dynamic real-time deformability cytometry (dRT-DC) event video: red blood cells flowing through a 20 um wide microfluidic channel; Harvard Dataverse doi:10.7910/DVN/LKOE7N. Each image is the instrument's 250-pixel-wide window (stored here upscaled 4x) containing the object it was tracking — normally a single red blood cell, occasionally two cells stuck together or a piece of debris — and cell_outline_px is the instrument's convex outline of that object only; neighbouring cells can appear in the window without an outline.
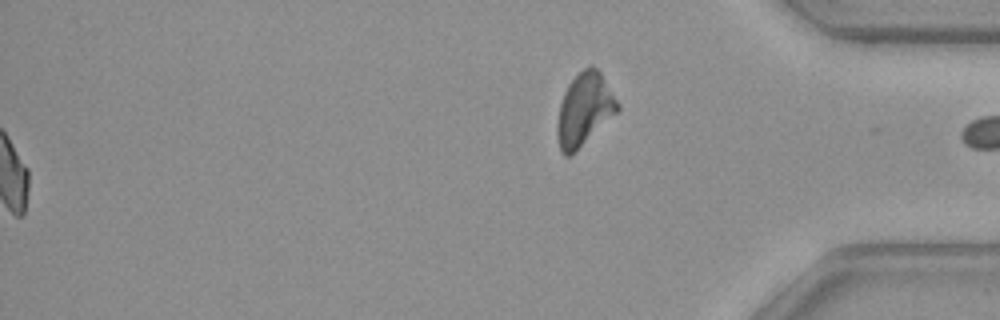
{"species": "common noctule bat (a hibernating species)", "species_latin": "Nyctalus noctula", "temperature_condition": "warm", "stored_images_in_passage": 53, "segment_of_instrument_passage": [2, 2], "camera_frame_rate_fps": 3000, "um_per_image_px": 0.085, "animal": {"sex": "female", "body_mass_g": 29.2, "forearm_length_mm": 56.3}, "frame": {"image": 1, "passage_image": 53, "time_ms": 17.333, "image_size_px": [1000, 320], "cell_outline_px": [[620, 108], [572, 156], [564, 156], [560, 152], [556, 136], [556, 124], [560, 104], [564, 92], [568, 84], [588, 64], [592, 64], [600, 72], [620, 104]], "centroid_in_image_um": [49.64, 9.33], "position_along_channel_um": 385.6, "area_um2": 25.55}}